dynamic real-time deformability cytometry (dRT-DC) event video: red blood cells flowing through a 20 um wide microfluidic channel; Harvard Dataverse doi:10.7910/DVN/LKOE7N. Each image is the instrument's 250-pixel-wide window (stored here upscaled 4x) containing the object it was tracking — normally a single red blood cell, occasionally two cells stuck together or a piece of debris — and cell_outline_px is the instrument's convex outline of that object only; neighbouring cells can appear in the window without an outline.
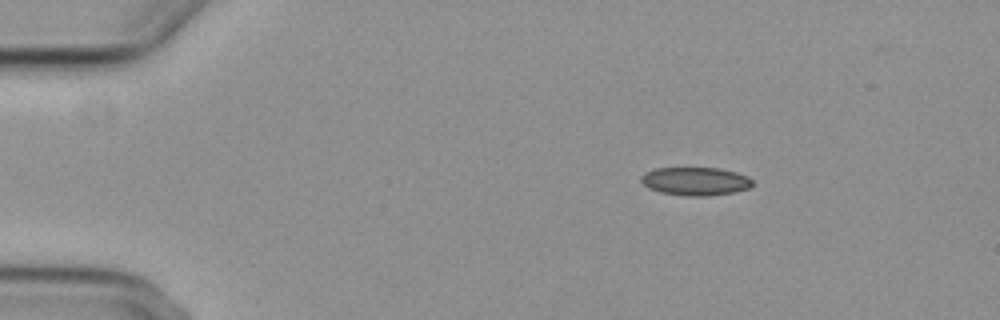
{"species": "common noctule bat (a hibernating species)", "species_latin": "Nyctalus noctula", "temperature_condition": "cold", "stored_images_in_passage": 5, "camera_frame_rate_fps": 3000, "um_per_image_px": 0.085, "animal": {"sex": "female", "body_mass_g": 29.2, "forearm_length_mm": 56.3}, "frame": {"image": 1, "passage_image": 2, "time_ms": 1.333, "image_size_px": [1000, 320], "cell_outline_px": [[752, 184], [748, 188], [732, 192], [708, 196], [688, 196], [660, 192], [648, 188], [640, 180], [640, 176], [644, 172], [656, 168], [720, 168], [736, 172], [748, 176], [752, 180]], "centroid_in_image_um": [59.08, 15.4], "position_along_channel_um": 25.9, "area_um2": 18.32}}
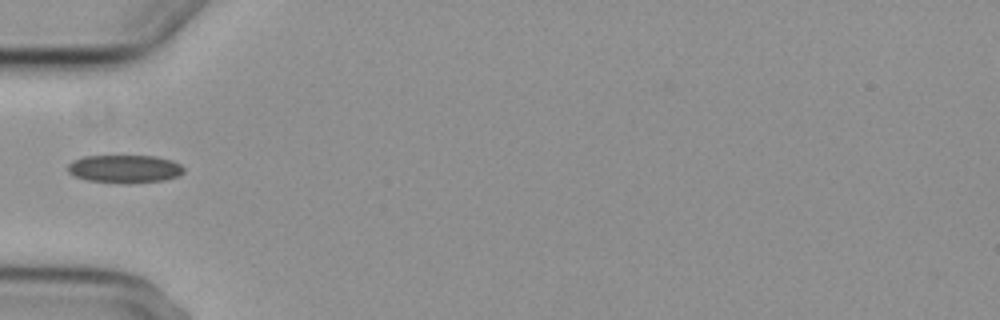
{"frame": {"image": 2, "passage_image": 5, "time_ms": 4.667, "image_size_px": [1000, 320], "cell_outline_px": [[184, 172], [176, 176], [164, 180], [128, 184], [88, 180], [72, 176], [68, 172], [68, 164], [72, 160], [84, 156], [156, 156], [172, 160], [180, 164], [184, 168]], "centroid_in_image_um": [10.58, 14.35], "position_along_channel_um": 74.4, "area_um2": 19.07}}